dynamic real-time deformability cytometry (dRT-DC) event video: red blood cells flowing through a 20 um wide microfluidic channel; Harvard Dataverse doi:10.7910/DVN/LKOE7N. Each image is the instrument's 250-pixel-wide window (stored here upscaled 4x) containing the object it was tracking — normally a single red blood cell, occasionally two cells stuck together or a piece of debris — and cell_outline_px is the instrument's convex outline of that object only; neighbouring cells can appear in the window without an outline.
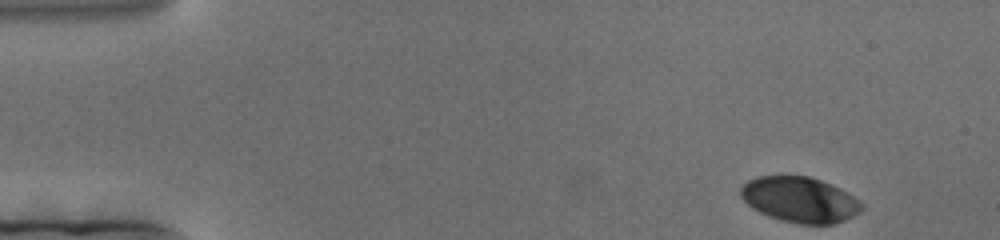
{"species": "human", "species_latin": "Homo sapiens", "temperature_condition": "cold", "stored_images_in_passage": 182, "camera_frame_rate_fps": 3000, "um_per_image_px": 0.085, "donor": {"sex": "female"}, "frame": {"image": 1, "passage_image": 1, "time_ms": 0.0, "image_size_px": [1000, 240], "cell_outline_px": [[860, 212], [844, 220], [832, 224], [800, 224], [780, 220], [768, 216], [752, 208], [740, 196], [740, 188], [748, 180], [756, 176], [808, 176], [832, 184], [840, 188], [852, 196], [860, 204]], "centroid_in_image_um": [67.93, 16.97], "position_along_channel_um": 17.1, "area_um2": 31.79}}
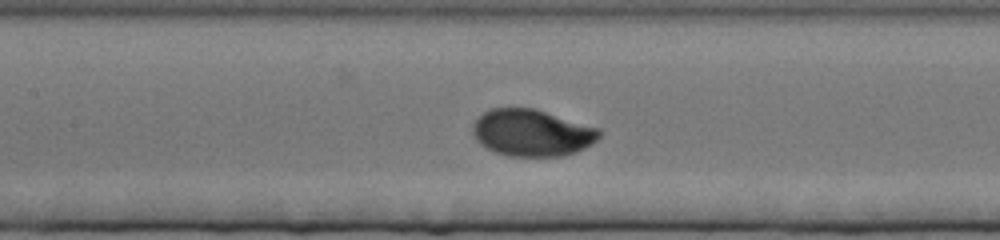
{"frame": {"image": 2, "passage_image": 76, "time_ms": 25.0, "image_size_px": [1000, 240], "cell_outline_px": [[600, 136], [592, 144], [576, 152], [564, 156], [508, 156], [496, 152], [480, 144], [476, 140], [472, 132], [472, 124], [484, 112], [492, 108], [536, 108], [600, 128]], "centroid_in_image_um": [45.23, 11.28], "position_along_channel_um": 162.2, "area_um2": 34.68}}
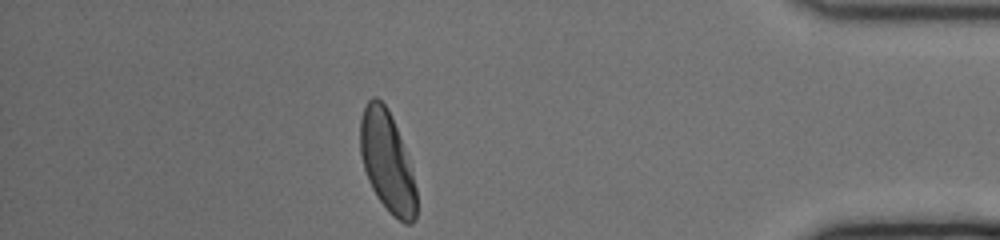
{"frame": {"image": 3, "passage_image": 157, "time_ms": 52.0, "image_size_px": [1000, 240], "cell_outline_px": [[416, 216], [412, 224], [404, 224], [392, 216], [388, 212], [376, 196], [368, 180], [364, 168], [360, 152], [360, 116], [368, 100], [372, 96], [376, 96], [388, 108], [392, 116], [404, 148], [416, 188]], "centroid_in_image_um": [32.89, 13.76], "position_along_channel_um": 402.3, "area_um2": 32.83}}